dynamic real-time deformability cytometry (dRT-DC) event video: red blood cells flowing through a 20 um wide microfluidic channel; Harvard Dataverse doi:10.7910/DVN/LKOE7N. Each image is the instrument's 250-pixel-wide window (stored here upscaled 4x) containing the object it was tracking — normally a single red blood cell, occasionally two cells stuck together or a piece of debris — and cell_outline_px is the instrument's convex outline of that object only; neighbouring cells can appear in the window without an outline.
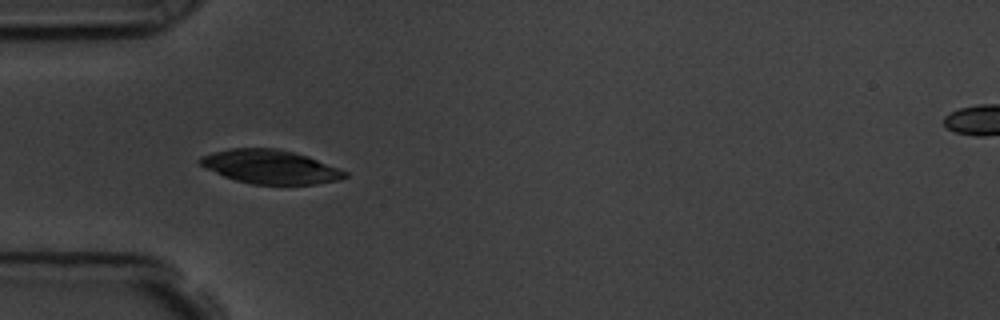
{"species": "common noctule bat (a hibernating species)", "species_latin": "Nyctalus noctula", "temperature_condition": "room temperature", "stored_images_in_passage": 18, "camera_frame_rate_fps": 3000, "um_per_image_px": 0.085, "animal": {"sex": "male", "body_mass_g": 19.5, "forearm_length_mm": 54.6}, "frame": {"image": 1, "passage_image": 6, "time_ms": 1.667, "image_size_px": [1000, 320], "cell_outline_px": [[348, 176], [336, 180], [316, 184], [252, 184], [236, 180], [224, 176], [204, 168], [196, 160], [200, 156], [212, 152], [232, 148], [276, 148], [308, 156], [348, 172]], "centroid_in_image_um": [22.93, 14.17], "position_along_channel_um": 62.1, "area_um2": 28.44}}